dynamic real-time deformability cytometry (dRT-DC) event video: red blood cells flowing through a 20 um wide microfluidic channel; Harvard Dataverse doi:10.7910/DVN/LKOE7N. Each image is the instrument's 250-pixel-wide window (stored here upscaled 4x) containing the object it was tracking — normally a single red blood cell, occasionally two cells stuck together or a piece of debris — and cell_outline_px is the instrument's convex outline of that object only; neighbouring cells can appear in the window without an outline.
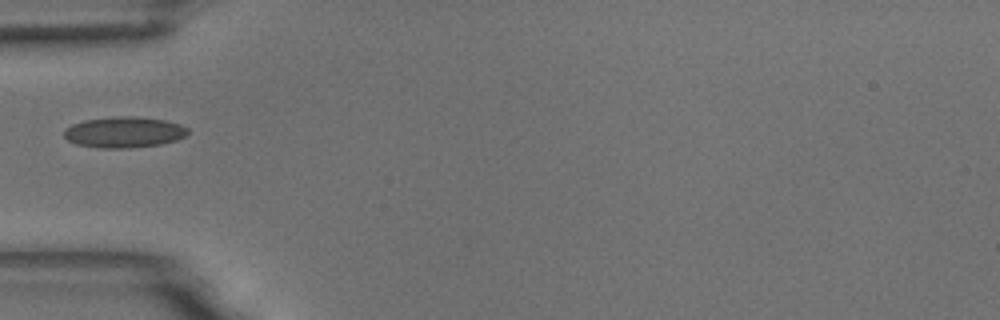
{"species": "common noctule bat (a hibernating species)", "species_latin": "Nyctalus noctula", "temperature_condition": "room temperature", "stored_images_in_passage": 1, "camera_frame_rate_fps": 3000, "um_per_image_px": 0.085, "animal": {"sex": "male", "body_mass_g": 18.8}, "frame": {"image": 1, "passage_image": 1, "time_ms": 0.0, "image_size_px": [1000, 320], "cell_outline_px": [[188, 132], [184, 136], [176, 140], [160, 144], [124, 148], [100, 148], [76, 144], [68, 140], [64, 136], [64, 128], [72, 124], [84, 120], [116, 116], [132, 116], [164, 120], [180, 124], [188, 128]], "centroid_in_image_um": [10.51, 11.23], "position_along_channel_um": 74.5, "area_um2": 22.2}}